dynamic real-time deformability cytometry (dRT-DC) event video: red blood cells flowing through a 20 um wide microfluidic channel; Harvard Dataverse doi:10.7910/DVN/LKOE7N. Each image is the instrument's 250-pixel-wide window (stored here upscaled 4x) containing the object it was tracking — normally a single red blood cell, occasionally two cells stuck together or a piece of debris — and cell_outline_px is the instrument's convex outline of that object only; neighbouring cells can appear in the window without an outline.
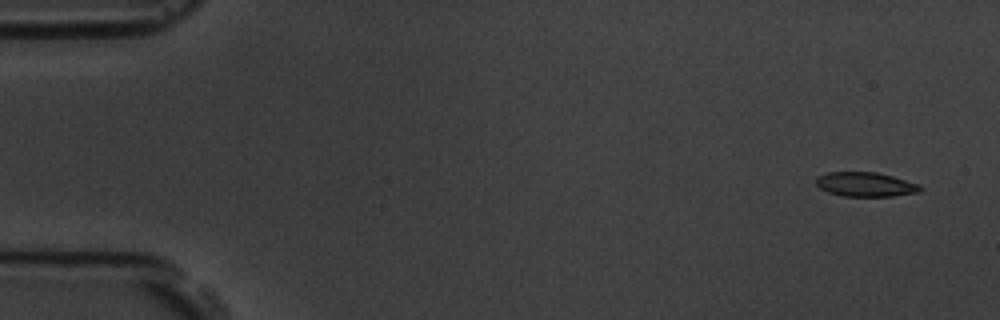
{"species": "common noctule bat (a hibernating species)", "species_latin": "Nyctalus noctula", "temperature_condition": "room temperature", "stored_images_in_passage": 5, "camera_frame_rate_fps": 3000, "um_per_image_px": 0.085, "animal": {"sex": "male", "body_mass_g": 19.5, "forearm_length_mm": 54.6}, "frame": {"image": 1, "passage_image": 1, "time_ms": 0.0, "image_size_px": [1000, 320], "cell_outline_px": [[924, 188], [920, 192], [892, 196], [840, 196], [828, 192], [820, 188], [816, 184], [816, 176], [828, 172], [876, 172], [892, 176], [920, 184]], "centroid_in_image_um": [73.57, 15.67], "position_along_channel_um": 11.4, "area_um2": 14.91}}
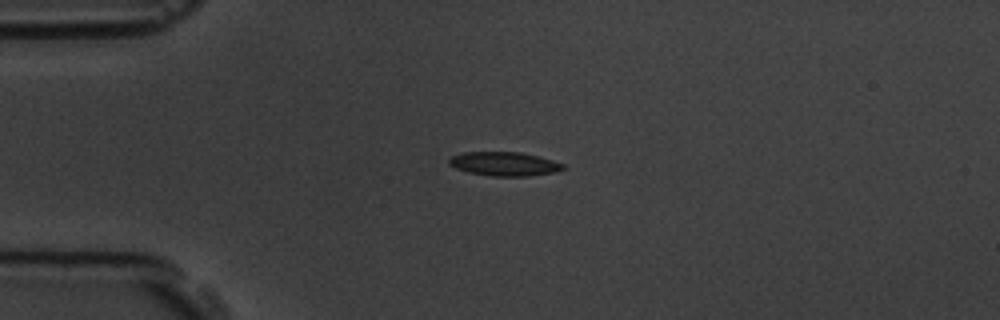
{"frame": {"image": 2, "passage_image": 4, "time_ms": 3.667, "image_size_px": [1000, 320], "cell_outline_px": [[568, 168], [556, 172], [528, 176], [492, 176], [468, 172], [456, 168], [448, 164], [448, 160], [452, 156], [464, 152], [520, 152], [552, 160], [564, 164]], "centroid_in_image_um": [42.89, 13.93], "position_along_channel_um": 42.1, "area_um2": 15.9}}